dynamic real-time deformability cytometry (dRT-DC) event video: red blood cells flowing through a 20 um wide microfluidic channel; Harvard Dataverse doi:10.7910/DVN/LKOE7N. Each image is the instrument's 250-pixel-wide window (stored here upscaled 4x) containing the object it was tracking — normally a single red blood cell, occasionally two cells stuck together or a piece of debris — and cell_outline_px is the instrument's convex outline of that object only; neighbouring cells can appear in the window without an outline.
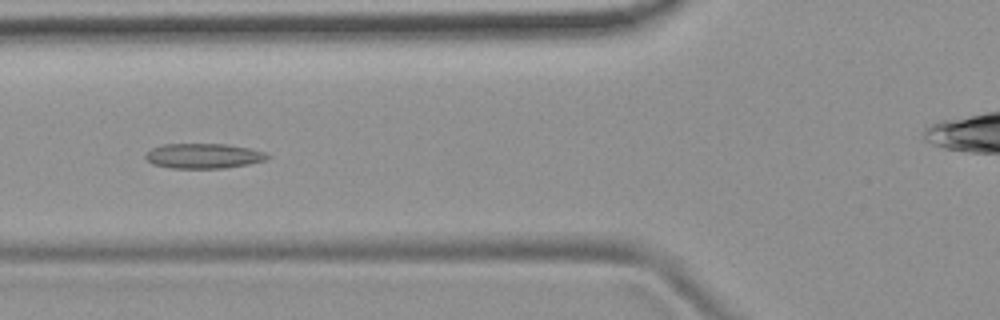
{"species": "common noctule bat (a hibernating species)", "species_latin": "Nyctalus noctula", "temperature_condition": "room temperature", "stored_images_in_passage": 55, "camera_frame_rate_fps": 3000, "um_per_image_px": 0.085, "animal": {"sex": "female", "body_mass_g": 19.9}, "frame": {"image": 1, "passage_image": 21, "time_ms": 6.667, "image_size_px": [1000, 320], "cell_outline_px": [[272, 156], [264, 160], [248, 164], [224, 168], [172, 168], [152, 164], [144, 156], [152, 148], [164, 144], [228, 144], [248, 148], [264, 152]], "centroid_in_image_um": [17.3, 13.25], "position_along_channel_um": 108.5, "area_um2": 17.63}}
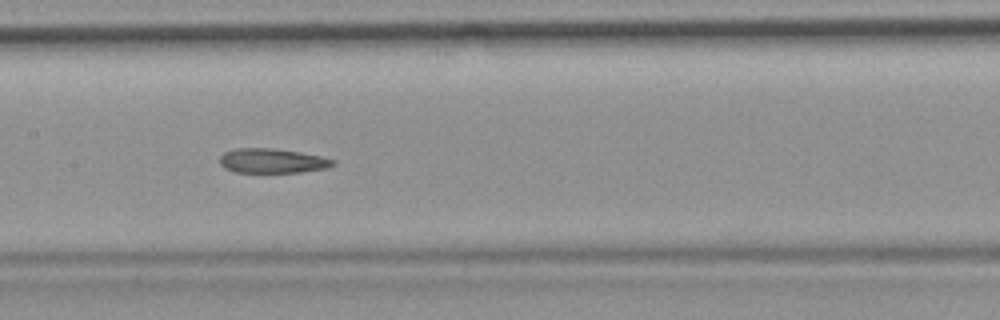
{"frame": {"image": 2, "passage_image": 27, "time_ms": 8.667, "image_size_px": [1000, 320], "cell_outline_px": [[336, 164], [328, 168], [300, 172], [236, 172], [224, 168], [220, 164], [220, 156], [224, 152], [236, 148], [272, 148], [300, 152], [320, 156], [336, 160]], "centroid_in_image_um": [23.16, 13.67], "position_along_channel_um": 184.2, "area_um2": 16.24}}
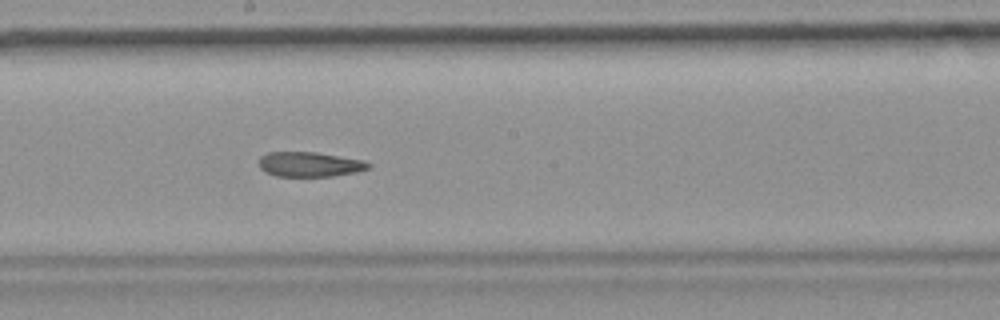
{"frame": {"image": 3, "passage_image": 30, "time_ms": 9.667, "image_size_px": [1000, 320], "cell_outline_px": [[372, 164], [368, 168], [356, 172], [332, 176], [276, 176], [264, 172], [260, 168], [260, 156], [268, 152], [316, 152], [364, 160]], "centroid_in_image_um": [26.31, 13.96], "position_along_channel_um": 221.9, "area_um2": 15.84}, "authors_computed_cell_mechanics": {"area_um2": 17.5712, "velocity_mm_per_s": 3.7911, "shape_relaxation_time_tau1_ms": null, "shape_relaxation_time_tau2_ms": 6.9086, "deformation_change_tau1": null, "deformation_change_tau2": 0.1426}}